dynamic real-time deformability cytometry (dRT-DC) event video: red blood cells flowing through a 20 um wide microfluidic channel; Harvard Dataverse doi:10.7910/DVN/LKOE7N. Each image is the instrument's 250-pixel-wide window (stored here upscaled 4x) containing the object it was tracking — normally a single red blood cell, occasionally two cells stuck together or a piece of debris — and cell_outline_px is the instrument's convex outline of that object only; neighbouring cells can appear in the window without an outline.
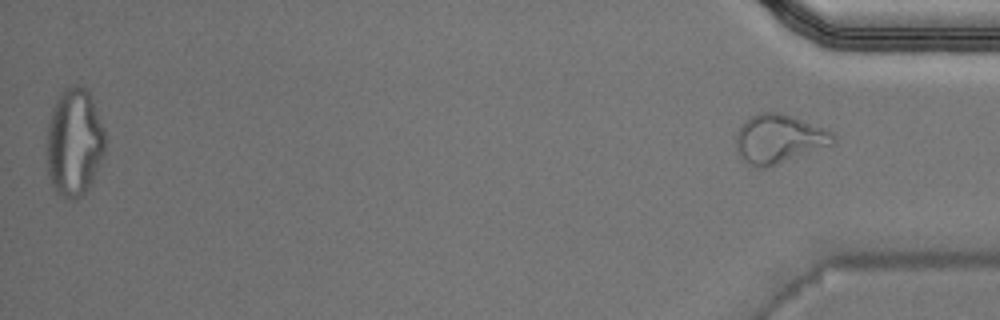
{"species": "Egyptian fruit bat (a non-hibernating species)", "species_latin": "Rousettus aegyptiacus", "temperature_condition": "warm", "stored_images_in_passage": 50, "segment_of_instrument_passage": [2, 2], "camera_frame_rate_fps": 3000, "um_per_image_px": 0.085, "animal": {"sex": "male"}, "frame": {"image": 1, "passage_image": 50, "time_ms": 16.333, "image_size_px": [1000, 320], "cell_outline_px": [[836, 144], [764, 168], [760, 168], [748, 164], [736, 152], [736, 136], [740, 124], [744, 120], [760, 112], [780, 112], [796, 116], [824, 128], [832, 132], [836, 136]], "centroid_in_image_um": [66.23, 11.78], "position_along_channel_um": 369.0, "area_um2": 27.98}}